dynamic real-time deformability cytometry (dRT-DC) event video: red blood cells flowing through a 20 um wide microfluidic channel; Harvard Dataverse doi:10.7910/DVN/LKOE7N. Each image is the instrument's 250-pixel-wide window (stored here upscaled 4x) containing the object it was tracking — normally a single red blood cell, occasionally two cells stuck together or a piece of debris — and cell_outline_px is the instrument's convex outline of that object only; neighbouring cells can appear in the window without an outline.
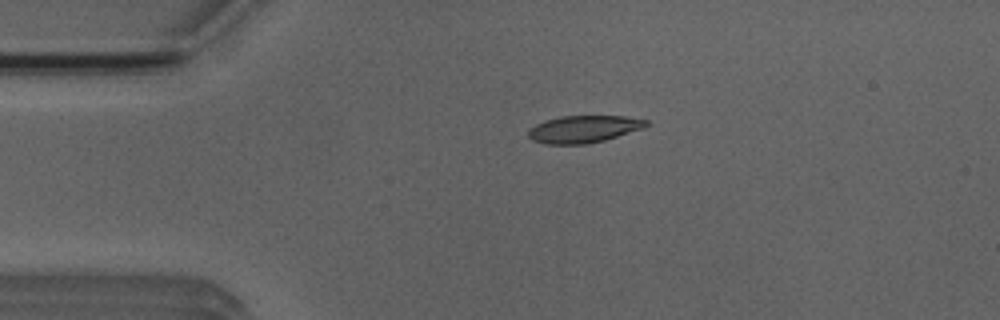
{"species": "Egyptian fruit bat (a non-hibernating species)", "species_latin": "Rousettus aegyptiacus", "temperature_condition": "room temperature", "stored_images_in_passage": 6, "camera_frame_rate_fps": 3000, "um_per_image_px": 0.085, "animal": {"sex": "male"}, "frame": {"image": 1, "passage_image": 6, "time_ms": 5.667, "image_size_px": [1000, 320], "cell_outline_px": [[648, 124], [644, 128], [604, 140], [588, 144], [544, 144], [532, 140], [528, 136], [528, 132], [536, 124], [544, 120], [560, 116], [624, 116], [648, 120]], "centroid_in_image_um": [49.61, 10.97], "position_along_channel_um": 35.4, "area_um2": 18.67}}